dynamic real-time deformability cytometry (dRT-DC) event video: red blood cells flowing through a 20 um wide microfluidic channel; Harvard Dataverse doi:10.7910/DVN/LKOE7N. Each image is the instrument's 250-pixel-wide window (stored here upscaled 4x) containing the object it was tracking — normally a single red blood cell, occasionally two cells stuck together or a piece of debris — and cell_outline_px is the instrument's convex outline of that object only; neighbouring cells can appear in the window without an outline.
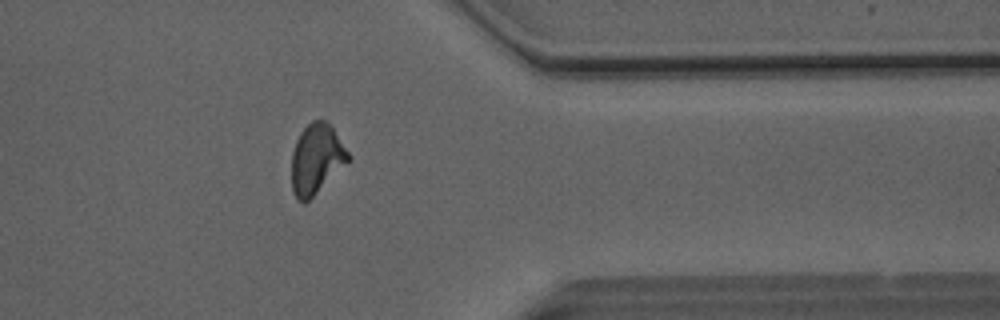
{"species": "Egyptian fruit bat (a non-hibernating species)", "species_latin": "Rousettus aegyptiacus", "temperature_condition": "room temperature", "stored_images_in_passage": 43, "camera_frame_rate_fps": 3000, "um_per_image_px": 0.085, "animal": {"sex": "male"}, "frame": {"image": 1, "passage_image": 37, "time_ms": 12.0, "image_size_px": [1000, 320], "cell_outline_px": [[352, 156], [304, 204], [296, 200], [292, 192], [292, 152], [296, 140], [300, 132], [312, 120], [324, 120], [332, 124]], "centroid_in_image_um": [26.88, 13.47], "position_along_channel_um": 384.5, "area_um2": 23.0}}